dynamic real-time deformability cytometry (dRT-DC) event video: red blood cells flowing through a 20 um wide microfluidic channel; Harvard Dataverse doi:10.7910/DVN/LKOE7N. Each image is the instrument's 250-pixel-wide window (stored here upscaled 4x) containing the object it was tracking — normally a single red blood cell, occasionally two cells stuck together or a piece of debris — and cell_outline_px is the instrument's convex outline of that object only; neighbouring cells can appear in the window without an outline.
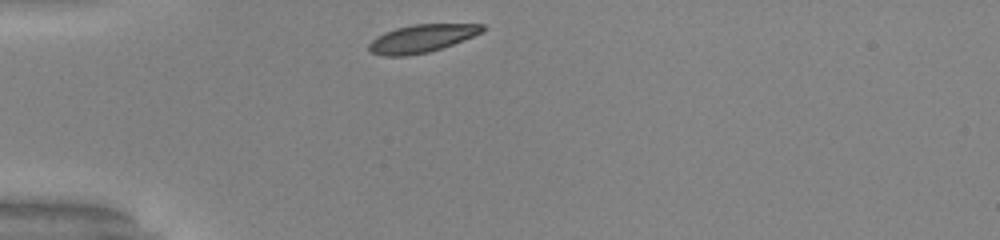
{"species": "common noctule bat (a hibernating species)", "species_latin": "Nyctalus noctula", "temperature_condition": "warm", "stored_images_in_passage": 29, "camera_frame_rate_fps": 3000, "um_per_image_px": 0.085, "animal": {"sex": "male", "body_mass_g": 20.0, "forearm_length_mm": 53.3}, "frame": {"image": 1, "passage_image": 1, "time_ms": 0.0, "image_size_px": [1000, 240], "cell_outline_px": [[484, 32], [452, 44], [428, 52], [408, 56], [384, 56], [372, 52], [368, 48], [368, 44], [376, 36], [384, 32], [396, 28], [412, 24], [484, 24]], "centroid_in_image_um": [35.83, 3.26], "position_along_channel_um": 49.2, "area_um2": 18.38}}
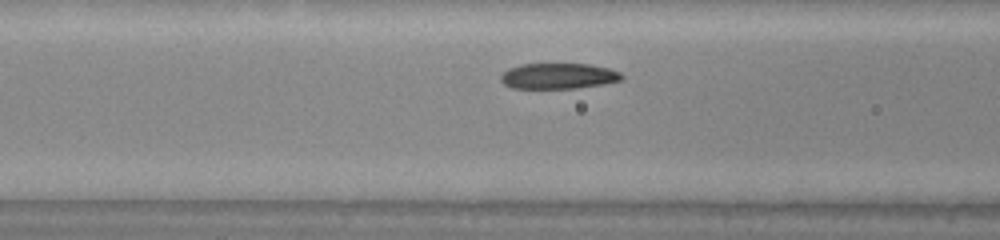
{"frame": {"image": 2, "passage_image": 8, "time_ms": 2.333, "image_size_px": [1000, 240], "cell_outline_px": [[624, 80], [604, 84], [576, 88], [508, 88], [500, 80], [500, 76], [508, 68], [520, 64], [588, 64], [608, 68], [620, 72], [624, 76]], "centroid_in_image_um": [47.46, 6.46], "position_along_channel_um": 119.1, "area_um2": 18.26}}
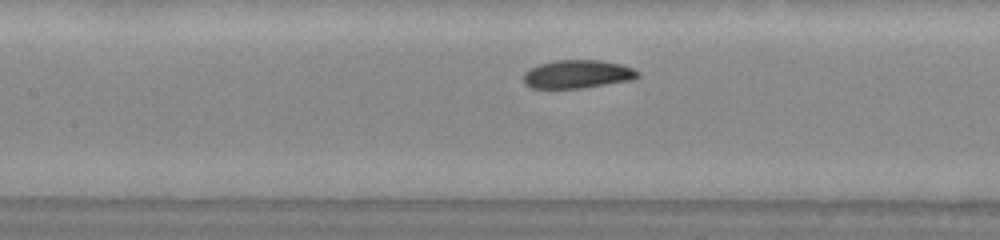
{"frame": {"image": 3, "passage_image": 11, "time_ms": 3.333, "image_size_px": [1000, 240], "cell_outline_px": [[640, 76], [632, 80], [584, 88], [532, 88], [524, 84], [524, 72], [528, 68], [540, 64], [556, 60], [600, 60], [620, 64], [632, 68], [640, 72]], "centroid_in_image_um": [49.09, 6.3], "position_along_channel_um": 158.3, "area_um2": 18.96}, "authors_computed_cell_mechanics": {"area_um2": 19.1318, "velocity_mm_per_s": 3.9301, "shape_relaxation_time_tau1_ms": 2.4505, "shape_relaxation_time_tau2_ms": 5.2909, "deformation_change_tau1": 0.1178, "deformation_change_tau2": 0.1149}}